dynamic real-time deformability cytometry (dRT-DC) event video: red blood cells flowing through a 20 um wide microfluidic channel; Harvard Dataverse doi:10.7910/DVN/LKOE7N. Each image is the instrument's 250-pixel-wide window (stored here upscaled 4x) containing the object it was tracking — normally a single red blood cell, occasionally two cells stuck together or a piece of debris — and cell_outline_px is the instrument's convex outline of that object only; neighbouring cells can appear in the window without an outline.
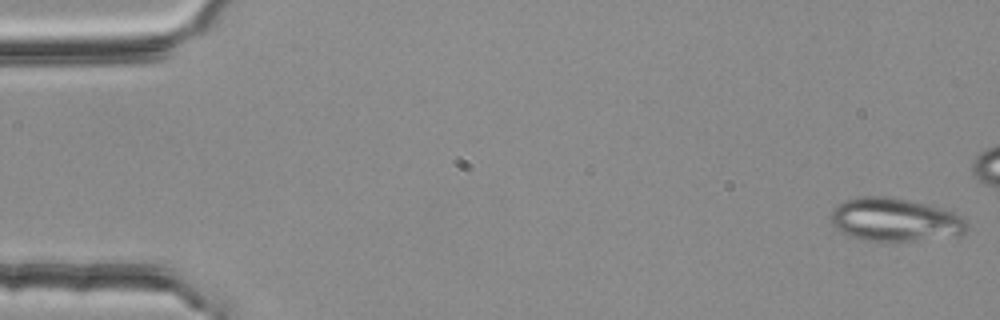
{"species": "common noctule bat (a hibernating species)", "species_latin": "Nyctalus noctula", "temperature_condition": "room temperature", "stored_images_in_passage": 55, "camera_frame_rate_fps": 3000, "um_per_image_px": 0.085, "animal": {"sex": "female", "body_mass_g": 25.1}, "frame": {"image": 1, "passage_image": 1, "time_ms": 0.0, "image_size_px": [1000, 320], "cell_outline_px": [[968, 228], [960, 236], [912, 240], [864, 240], [840, 232], [828, 220], [832, 208], [836, 204], [844, 200], [860, 196], [888, 196], [928, 204], [944, 208], [956, 212], [968, 224]], "centroid_in_image_um": [76.05, 18.65], "position_along_channel_um": 9.0, "area_um2": 34.62}}
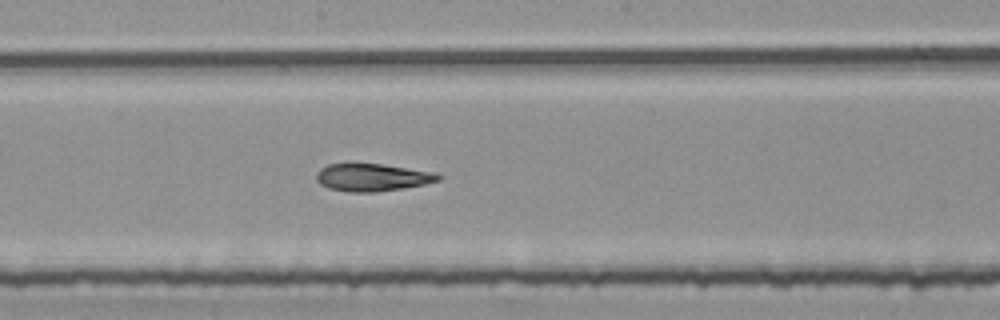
{"frame": {"image": 2, "passage_image": 29, "time_ms": 9.333, "image_size_px": [1000, 320], "cell_outline_px": [[440, 180], [424, 184], [376, 192], [348, 192], [328, 188], [320, 184], [316, 180], [316, 172], [320, 168], [328, 164], [380, 164], [436, 172], [440, 176]], "centroid_in_image_um": [31.6, 15.08], "position_along_channel_um": 216.6, "area_um2": 19.42}}
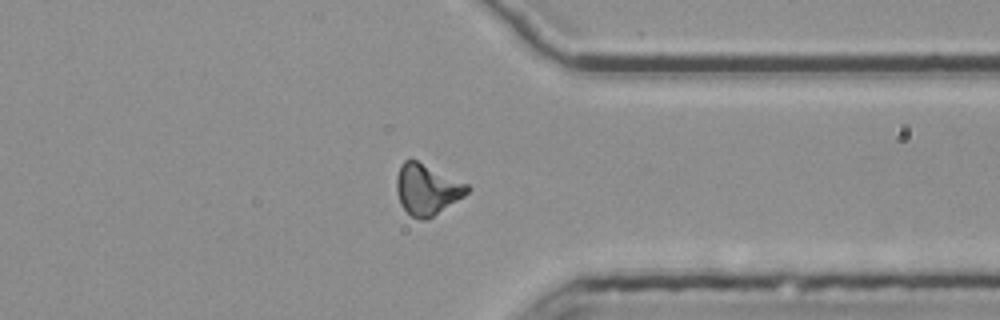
{"frame": {"image": 3, "passage_image": 42, "time_ms": 13.667, "image_size_px": [1000, 320], "cell_outline_px": [[472, 188], [464, 196], [428, 220], [420, 220], [412, 216], [400, 204], [396, 192], [396, 180], [400, 164], [404, 160], [416, 160], [468, 184]], "centroid_in_image_um": [36.29, 16.11], "position_along_channel_um": 375.1, "area_um2": 20.92}, "authors_computed_cell_mechanics": {"area_um2": 20.2878, "velocity_mm_per_s": 3.7769, "shape_relaxation_time_tau1_ms": 8.782, "shape_relaxation_time_tau2_ms": 2.6779, "deformation_change_tau1": 0.2289, "deformation_change_tau2": 0.1095}}